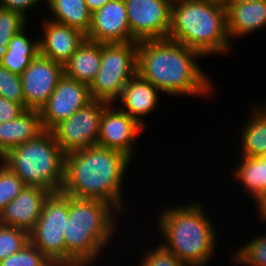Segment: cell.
I'll list each match as a JSON object with an SVG mask.
<instances>
[{
    "instance_id": "obj_1",
    "label": "cell",
    "mask_w": 266,
    "mask_h": 266,
    "mask_svg": "<svg viewBox=\"0 0 266 266\" xmlns=\"http://www.w3.org/2000/svg\"><path fill=\"white\" fill-rule=\"evenodd\" d=\"M198 57L204 58L200 52L168 38L140 41L137 73L161 93L210 97L213 83L197 63Z\"/></svg>"
},
{
    "instance_id": "obj_2",
    "label": "cell",
    "mask_w": 266,
    "mask_h": 266,
    "mask_svg": "<svg viewBox=\"0 0 266 266\" xmlns=\"http://www.w3.org/2000/svg\"><path fill=\"white\" fill-rule=\"evenodd\" d=\"M132 161L120 151L97 145L67 153L60 192L75 198L102 200L122 213L127 210L122 183Z\"/></svg>"
},
{
    "instance_id": "obj_3",
    "label": "cell",
    "mask_w": 266,
    "mask_h": 266,
    "mask_svg": "<svg viewBox=\"0 0 266 266\" xmlns=\"http://www.w3.org/2000/svg\"><path fill=\"white\" fill-rule=\"evenodd\" d=\"M171 205L156 216L158 232L164 238L160 244L186 266L208 265L218 246L215 220L210 219L204 205L198 201Z\"/></svg>"
},
{
    "instance_id": "obj_4",
    "label": "cell",
    "mask_w": 266,
    "mask_h": 266,
    "mask_svg": "<svg viewBox=\"0 0 266 266\" xmlns=\"http://www.w3.org/2000/svg\"><path fill=\"white\" fill-rule=\"evenodd\" d=\"M120 215L123 213L102 200L68 196V220L63 232L65 266H90L96 262L112 242Z\"/></svg>"
},
{
    "instance_id": "obj_5",
    "label": "cell",
    "mask_w": 266,
    "mask_h": 266,
    "mask_svg": "<svg viewBox=\"0 0 266 266\" xmlns=\"http://www.w3.org/2000/svg\"><path fill=\"white\" fill-rule=\"evenodd\" d=\"M168 39L200 52L204 57L228 54L226 6L217 0H173Z\"/></svg>"
},
{
    "instance_id": "obj_6",
    "label": "cell",
    "mask_w": 266,
    "mask_h": 266,
    "mask_svg": "<svg viewBox=\"0 0 266 266\" xmlns=\"http://www.w3.org/2000/svg\"><path fill=\"white\" fill-rule=\"evenodd\" d=\"M65 153L53 133L44 130L34 140L7 151L0 161L26 186L39 187L51 193L61 191L64 179Z\"/></svg>"
},
{
    "instance_id": "obj_7",
    "label": "cell",
    "mask_w": 266,
    "mask_h": 266,
    "mask_svg": "<svg viewBox=\"0 0 266 266\" xmlns=\"http://www.w3.org/2000/svg\"><path fill=\"white\" fill-rule=\"evenodd\" d=\"M137 74V42L101 44V66L89 85L92 100L116 103Z\"/></svg>"
},
{
    "instance_id": "obj_8",
    "label": "cell",
    "mask_w": 266,
    "mask_h": 266,
    "mask_svg": "<svg viewBox=\"0 0 266 266\" xmlns=\"http://www.w3.org/2000/svg\"><path fill=\"white\" fill-rule=\"evenodd\" d=\"M68 220V196L51 193L42 213L29 232V242L37 247L55 266H65L64 234Z\"/></svg>"
},
{
    "instance_id": "obj_9",
    "label": "cell",
    "mask_w": 266,
    "mask_h": 266,
    "mask_svg": "<svg viewBox=\"0 0 266 266\" xmlns=\"http://www.w3.org/2000/svg\"><path fill=\"white\" fill-rule=\"evenodd\" d=\"M108 104L92 100L50 130L65 154L97 145L102 112Z\"/></svg>"
},
{
    "instance_id": "obj_10",
    "label": "cell",
    "mask_w": 266,
    "mask_h": 266,
    "mask_svg": "<svg viewBox=\"0 0 266 266\" xmlns=\"http://www.w3.org/2000/svg\"><path fill=\"white\" fill-rule=\"evenodd\" d=\"M173 0H124L133 42L165 39Z\"/></svg>"
},
{
    "instance_id": "obj_11",
    "label": "cell",
    "mask_w": 266,
    "mask_h": 266,
    "mask_svg": "<svg viewBox=\"0 0 266 266\" xmlns=\"http://www.w3.org/2000/svg\"><path fill=\"white\" fill-rule=\"evenodd\" d=\"M91 101L89 85L63 75L49 99L38 110L43 130L50 131Z\"/></svg>"
},
{
    "instance_id": "obj_12",
    "label": "cell",
    "mask_w": 266,
    "mask_h": 266,
    "mask_svg": "<svg viewBox=\"0 0 266 266\" xmlns=\"http://www.w3.org/2000/svg\"><path fill=\"white\" fill-rule=\"evenodd\" d=\"M142 131L145 128L115 103L108 104L102 112L97 146L120 151L133 160L135 140Z\"/></svg>"
},
{
    "instance_id": "obj_13",
    "label": "cell",
    "mask_w": 266,
    "mask_h": 266,
    "mask_svg": "<svg viewBox=\"0 0 266 266\" xmlns=\"http://www.w3.org/2000/svg\"><path fill=\"white\" fill-rule=\"evenodd\" d=\"M64 75L63 65L38 54L20 75L25 110H39Z\"/></svg>"
},
{
    "instance_id": "obj_14",
    "label": "cell",
    "mask_w": 266,
    "mask_h": 266,
    "mask_svg": "<svg viewBox=\"0 0 266 266\" xmlns=\"http://www.w3.org/2000/svg\"><path fill=\"white\" fill-rule=\"evenodd\" d=\"M86 39L101 44L133 42L124 0H110L92 13Z\"/></svg>"
},
{
    "instance_id": "obj_15",
    "label": "cell",
    "mask_w": 266,
    "mask_h": 266,
    "mask_svg": "<svg viewBox=\"0 0 266 266\" xmlns=\"http://www.w3.org/2000/svg\"><path fill=\"white\" fill-rule=\"evenodd\" d=\"M39 54L64 65L76 52L86 35L68 25L41 18Z\"/></svg>"
},
{
    "instance_id": "obj_16",
    "label": "cell",
    "mask_w": 266,
    "mask_h": 266,
    "mask_svg": "<svg viewBox=\"0 0 266 266\" xmlns=\"http://www.w3.org/2000/svg\"><path fill=\"white\" fill-rule=\"evenodd\" d=\"M50 194L51 192L39 187L25 186L0 211V224L17 227L29 233L38 222L43 204Z\"/></svg>"
},
{
    "instance_id": "obj_17",
    "label": "cell",
    "mask_w": 266,
    "mask_h": 266,
    "mask_svg": "<svg viewBox=\"0 0 266 266\" xmlns=\"http://www.w3.org/2000/svg\"><path fill=\"white\" fill-rule=\"evenodd\" d=\"M159 93L161 92L155 86L137 73L127 82L115 104L147 129L145 116L159 107Z\"/></svg>"
},
{
    "instance_id": "obj_18",
    "label": "cell",
    "mask_w": 266,
    "mask_h": 266,
    "mask_svg": "<svg viewBox=\"0 0 266 266\" xmlns=\"http://www.w3.org/2000/svg\"><path fill=\"white\" fill-rule=\"evenodd\" d=\"M224 5L227 9V30L230 40L251 35L266 27V0Z\"/></svg>"
},
{
    "instance_id": "obj_19",
    "label": "cell",
    "mask_w": 266,
    "mask_h": 266,
    "mask_svg": "<svg viewBox=\"0 0 266 266\" xmlns=\"http://www.w3.org/2000/svg\"><path fill=\"white\" fill-rule=\"evenodd\" d=\"M43 131L36 109H26L17 118L0 123V158L10 149L34 140Z\"/></svg>"
},
{
    "instance_id": "obj_20",
    "label": "cell",
    "mask_w": 266,
    "mask_h": 266,
    "mask_svg": "<svg viewBox=\"0 0 266 266\" xmlns=\"http://www.w3.org/2000/svg\"><path fill=\"white\" fill-rule=\"evenodd\" d=\"M101 66V43L86 39L63 65L64 75L87 85L95 78Z\"/></svg>"
},
{
    "instance_id": "obj_21",
    "label": "cell",
    "mask_w": 266,
    "mask_h": 266,
    "mask_svg": "<svg viewBox=\"0 0 266 266\" xmlns=\"http://www.w3.org/2000/svg\"><path fill=\"white\" fill-rule=\"evenodd\" d=\"M252 113L245 120L244 127L239 133L240 154L239 156L257 157L266 156V106L254 105Z\"/></svg>"
},
{
    "instance_id": "obj_22",
    "label": "cell",
    "mask_w": 266,
    "mask_h": 266,
    "mask_svg": "<svg viewBox=\"0 0 266 266\" xmlns=\"http://www.w3.org/2000/svg\"><path fill=\"white\" fill-rule=\"evenodd\" d=\"M26 29L27 27L14 35L8 47L0 54V65L18 75H21L39 54V36L34 37V40L28 36Z\"/></svg>"
},
{
    "instance_id": "obj_23",
    "label": "cell",
    "mask_w": 266,
    "mask_h": 266,
    "mask_svg": "<svg viewBox=\"0 0 266 266\" xmlns=\"http://www.w3.org/2000/svg\"><path fill=\"white\" fill-rule=\"evenodd\" d=\"M51 11L50 19L73 27L87 35L92 22V13L86 6L85 0H45Z\"/></svg>"
},
{
    "instance_id": "obj_24",
    "label": "cell",
    "mask_w": 266,
    "mask_h": 266,
    "mask_svg": "<svg viewBox=\"0 0 266 266\" xmlns=\"http://www.w3.org/2000/svg\"><path fill=\"white\" fill-rule=\"evenodd\" d=\"M241 158L231 171L236 183L243 186V190L253 199L259 191L266 187V156L245 157ZM240 163V164H239Z\"/></svg>"
},
{
    "instance_id": "obj_25",
    "label": "cell",
    "mask_w": 266,
    "mask_h": 266,
    "mask_svg": "<svg viewBox=\"0 0 266 266\" xmlns=\"http://www.w3.org/2000/svg\"><path fill=\"white\" fill-rule=\"evenodd\" d=\"M266 224V220H263ZM266 226V225H265ZM237 251V252H236ZM233 252L231 262L245 266H266V233L251 237L248 242Z\"/></svg>"
},
{
    "instance_id": "obj_26",
    "label": "cell",
    "mask_w": 266,
    "mask_h": 266,
    "mask_svg": "<svg viewBox=\"0 0 266 266\" xmlns=\"http://www.w3.org/2000/svg\"><path fill=\"white\" fill-rule=\"evenodd\" d=\"M27 19L22 13L0 7V54L8 47L11 38L26 28Z\"/></svg>"
},
{
    "instance_id": "obj_27",
    "label": "cell",
    "mask_w": 266,
    "mask_h": 266,
    "mask_svg": "<svg viewBox=\"0 0 266 266\" xmlns=\"http://www.w3.org/2000/svg\"><path fill=\"white\" fill-rule=\"evenodd\" d=\"M0 266H55L37 247L28 242L20 251L0 261Z\"/></svg>"
},
{
    "instance_id": "obj_28",
    "label": "cell",
    "mask_w": 266,
    "mask_h": 266,
    "mask_svg": "<svg viewBox=\"0 0 266 266\" xmlns=\"http://www.w3.org/2000/svg\"><path fill=\"white\" fill-rule=\"evenodd\" d=\"M28 242L27 231L0 224V261L20 251Z\"/></svg>"
},
{
    "instance_id": "obj_29",
    "label": "cell",
    "mask_w": 266,
    "mask_h": 266,
    "mask_svg": "<svg viewBox=\"0 0 266 266\" xmlns=\"http://www.w3.org/2000/svg\"><path fill=\"white\" fill-rule=\"evenodd\" d=\"M23 181L0 161V211L25 187Z\"/></svg>"
},
{
    "instance_id": "obj_30",
    "label": "cell",
    "mask_w": 266,
    "mask_h": 266,
    "mask_svg": "<svg viewBox=\"0 0 266 266\" xmlns=\"http://www.w3.org/2000/svg\"><path fill=\"white\" fill-rule=\"evenodd\" d=\"M0 97L20 104L25 109V100L20 75L0 65Z\"/></svg>"
},
{
    "instance_id": "obj_31",
    "label": "cell",
    "mask_w": 266,
    "mask_h": 266,
    "mask_svg": "<svg viewBox=\"0 0 266 266\" xmlns=\"http://www.w3.org/2000/svg\"><path fill=\"white\" fill-rule=\"evenodd\" d=\"M145 251L138 266H186L175 255L167 251L161 244Z\"/></svg>"
},
{
    "instance_id": "obj_32",
    "label": "cell",
    "mask_w": 266,
    "mask_h": 266,
    "mask_svg": "<svg viewBox=\"0 0 266 266\" xmlns=\"http://www.w3.org/2000/svg\"><path fill=\"white\" fill-rule=\"evenodd\" d=\"M25 109L18 103L0 97V123L17 118Z\"/></svg>"
},
{
    "instance_id": "obj_33",
    "label": "cell",
    "mask_w": 266,
    "mask_h": 266,
    "mask_svg": "<svg viewBox=\"0 0 266 266\" xmlns=\"http://www.w3.org/2000/svg\"><path fill=\"white\" fill-rule=\"evenodd\" d=\"M40 3H43V0H0V7L17 11L27 17L26 13L32 8L40 6Z\"/></svg>"
},
{
    "instance_id": "obj_34",
    "label": "cell",
    "mask_w": 266,
    "mask_h": 266,
    "mask_svg": "<svg viewBox=\"0 0 266 266\" xmlns=\"http://www.w3.org/2000/svg\"><path fill=\"white\" fill-rule=\"evenodd\" d=\"M256 204V209L258 212L259 220L261 222L266 220V187L257 193V195L252 199Z\"/></svg>"
},
{
    "instance_id": "obj_35",
    "label": "cell",
    "mask_w": 266,
    "mask_h": 266,
    "mask_svg": "<svg viewBox=\"0 0 266 266\" xmlns=\"http://www.w3.org/2000/svg\"><path fill=\"white\" fill-rule=\"evenodd\" d=\"M109 1L110 0H85V3L89 11L91 13H94L95 11L103 7L106 3H108Z\"/></svg>"
},
{
    "instance_id": "obj_36",
    "label": "cell",
    "mask_w": 266,
    "mask_h": 266,
    "mask_svg": "<svg viewBox=\"0 0 266 266\" xmlns=\"http://www.w3.org/2000/svg\"><path fill=\"white\" fill-rule=\"evenodd\" d=\"M256 0H223V4H239V3H245V2H251Z\"/></svg>"
}]
</instances>
